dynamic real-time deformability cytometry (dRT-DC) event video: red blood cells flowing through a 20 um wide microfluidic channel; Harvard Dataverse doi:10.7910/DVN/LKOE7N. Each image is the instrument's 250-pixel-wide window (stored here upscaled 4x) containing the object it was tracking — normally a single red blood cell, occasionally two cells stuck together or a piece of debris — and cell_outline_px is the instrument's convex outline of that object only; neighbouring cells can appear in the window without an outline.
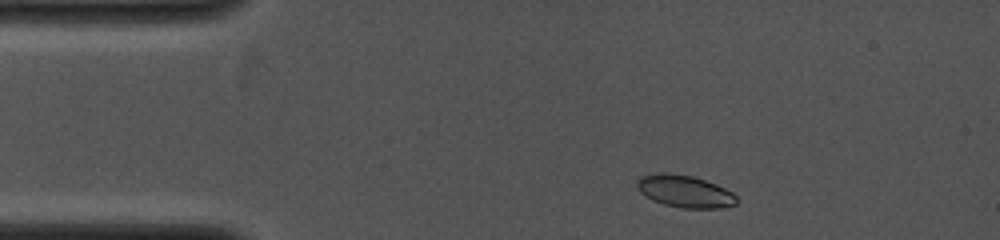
{"species": "common noctule bat (a hibernating species)", "species_latin": "Nyctalus noctula", "temperature_condition": "cold", "stored_images_in_passage": 50, "camera_frame_rate_fps": 4000, "um_per_image_px": 0.085, "animal": {"sex": "female", "body_mass_g": 19.0, "forearm_length_mm": 53.3}, "frame": {"image": 1, "passage_image": 3, "time_ms": 0.75, "image_size_px": [1000, 240], "cell_outline_px": [[740, 200], [736, 204], [724, 208], [684, 208], [664, 204], [652, 200], [644, 196], [636, 188], [636, 180], [640, 176], [656, 172], [664, 172], [692, 176], [716, 184], [732, 192]], "centroid_in_image_um": [58.18, 16.26], "position_along_channel_um": 26.8, "area_um2": 18.96}}
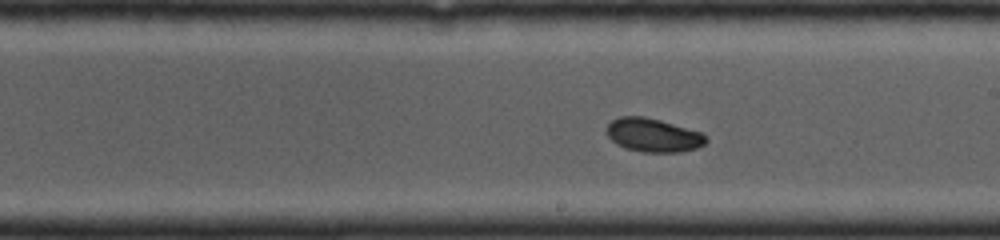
{"frame": {"image": 2, "passage_image": 21, "time_ms": 6.75, "image_size_px": [1000, 240], "cell_outline_px": [[708, 140], [704, 144], [696, 148], [680, 152], [644, 152], [628, 148], [616, 144], [604, 132], [604, 128], [612, 120], [620, 116], [644, 116], [660, 120], [704, 132]], "centroid_in_image_um": [55.52, 11.47], "position_along_channel_um": 233.5, "area_um2": 19.65}}
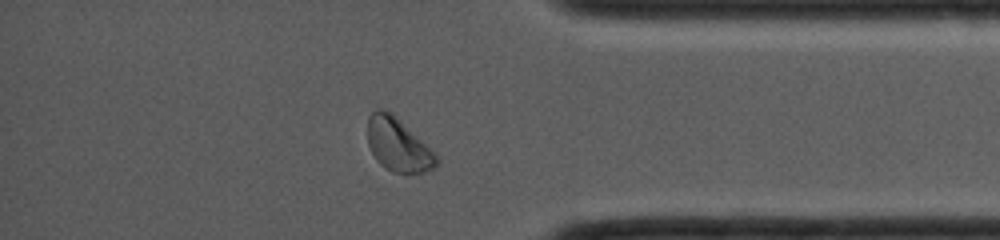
{"frame": {"image": 3, "passage_image": 44, "time_ms": 10.75, "image_size_px": [1000, 240], "cell_outline_px": [[440, 164], [436, 168], [424, 172], [392, 172], [380, 164], [376, 160], [368, 144], [368, 116], [376, 108], [380, 108], [392, 112], [440, 160]], "centroid_in_image_um": [33.81, 12.31], "position_along_channel_um": 401.4, "area_um2": 21.04}}